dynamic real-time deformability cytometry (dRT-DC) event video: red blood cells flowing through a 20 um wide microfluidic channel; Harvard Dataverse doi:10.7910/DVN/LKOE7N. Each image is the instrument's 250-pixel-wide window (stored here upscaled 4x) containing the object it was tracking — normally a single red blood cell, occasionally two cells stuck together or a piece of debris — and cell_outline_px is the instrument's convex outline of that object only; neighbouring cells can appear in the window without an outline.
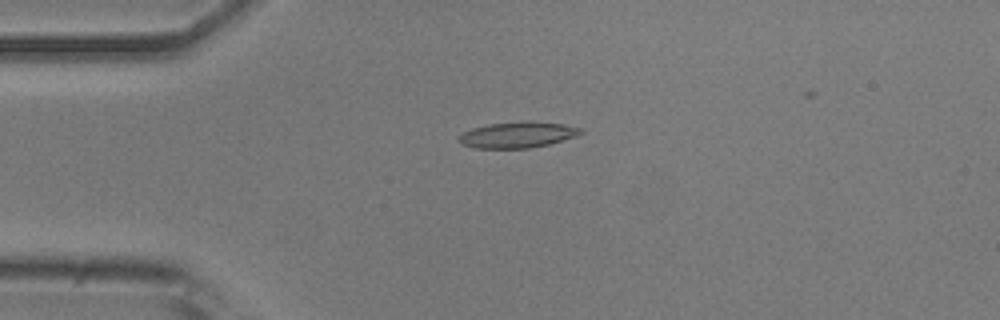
{"species": "common noctule bat (a hibernating species)", "species_latin": "Nyctalus noctula", "temperature_condition": "room temperature", "stored_images_in_passage": 48, "camera_frame_rate_fps": 3000, "um_per_image_px": 0.085, "animal": {"sex": "male", "body_mass_g": 20.5, "forearm_length_mm": 52.5}, "frame": {"image": 1, "passage_image": 12, "time_ms": 3.667, "image_size_px": [1000, 320], "cell_outline_px": [[584, 132], [548, 144], [528, 148], [476, 148], [460, 144], [456, 140], [464, 132], [472, 128], [488, 124], [564, 124], [584, 128]], "centroid_in_image_um": [43.91, 11.51], "position_along_channel_um": 41.1, "area_um2": 17.34}}
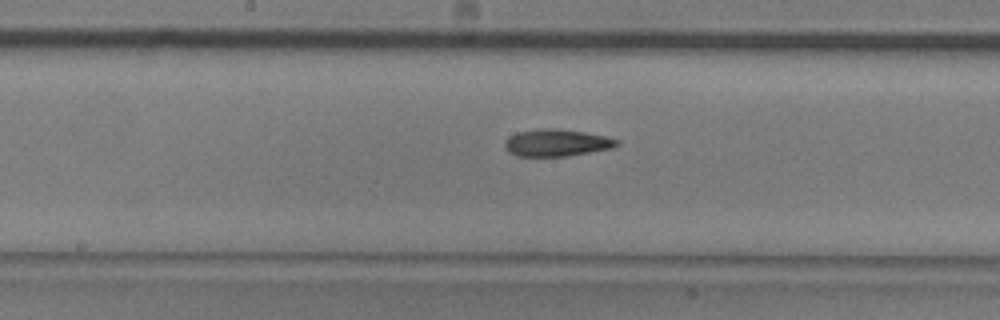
{"frame": {"image": 2, "passage_image": 26, "time_ms": 8.333, "image_size_px": [1000, 320], "cell_outline_px": [[620, 144], [612, 148], [564, 156], [516, 156], [508, 152], [504, 148], [504, 140], [508, 136], [516, 132], [540, 128], [556, 128], [584, 132], [604, 136], [620, 140]], "centroid_in_image_um": [47.25, 12.12], "position_along_channel_um": 200.9, "area_um2": 17.8}}
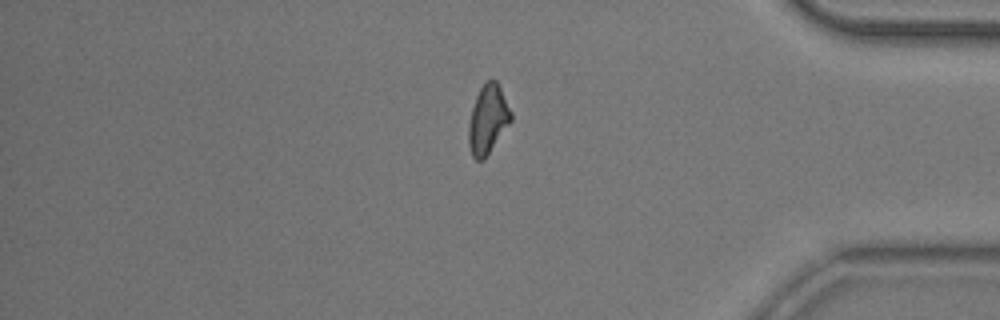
{"frame": {"image": 3, "passage_image": 43, "time_ms": 14.0, "image_size_px": [1000, 320], "cell_outline_px": [[512, 120], [484, 160], [476, 160], [472, 156], [468, 144], [468, 124], [472, 108], [476, 96], [484, 80], [496, 80], [500, 84], [512, 112]], "centroid_in_image_um": [41.47, 10.12], "position_along_channel_um": 393.7, "area_um2": 17.28}}